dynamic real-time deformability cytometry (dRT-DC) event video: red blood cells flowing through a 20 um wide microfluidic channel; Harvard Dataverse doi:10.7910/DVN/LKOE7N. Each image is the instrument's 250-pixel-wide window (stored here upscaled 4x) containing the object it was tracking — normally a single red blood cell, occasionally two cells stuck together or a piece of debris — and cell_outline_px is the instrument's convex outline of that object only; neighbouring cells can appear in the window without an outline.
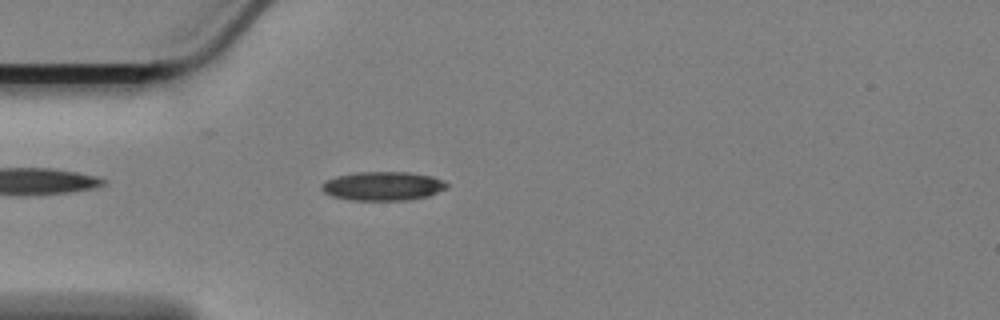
{"species": "Egyptian fruit bat (a non-hibernating species)", "species_latin": "Rousettus aegyptiacus", "temperature_condition": "cold", "stored_images_in_passage": 48, "camera_frame_rate_fps": 3000, "um_per_image_px": 0.085, "animal": {"sex": "female"}, "frame": {"image": 1, "passage_image": 6, "time_ms": 1.667, "image_size_px": [1000, 320], "cell_outline_px": [[448, 188], [428, 196], [404, 200], [352, 200], [332, 196], [324, 192], [320, 188], [320, 184], [336, 176], [356, 172], [408, 172], [432, 176], [444, 180], [448, 184]], "centroid_in_image_um": [32.55, 15.81], "position_along_channel_um": 52.4, "area_um2": 21.1}}
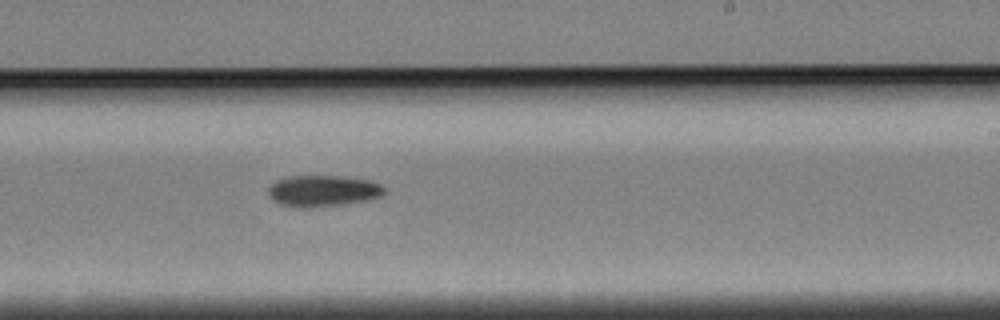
{"frame": {"image": 2, "passage_image": 25, "time_ms": 8.0, "image_size_px": [1000, 320], "cell_outline_px": [[384, 192], [380, 196], [364, 200], [340, 204], [280, 204], [272, 200], [268, 196], [268, 188], [276, 180], [288, 176], [344, 176], [368, 180], [380, 184], [384, 188]], "centroid_in_image_um": [27.44, 16.16], "position_along_channel_um": 261.6, "area_um2": 20.06}}
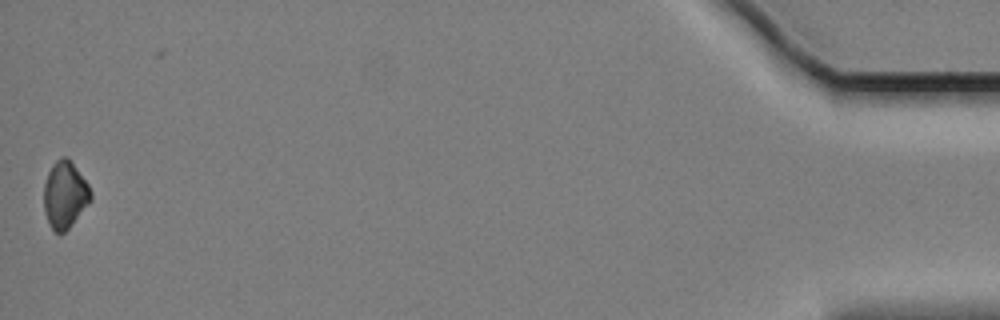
{"frame": {"image": 3, "passage_image": 48, "time_ms": 15.667, "image_size_px": [1000, 320], "cell_outline_px": [[92, 200], [68, 228], [60, 236], [48, 224], [44, 212], [44, 184], [48, 172], [52, 164], [60, 156], [68, 156], [88, 184], [92, 192]], "centroid_in_image_um": [5.51, 16.54], "position_along_channel_um": 429.7, "area_um2": 18.5}, "authors_computed_cell_mechanics": {"area_um2": 20.4034, "velocity_mm_per_s": 3.4071, "shape_relaxation_time_tau1_ms": 8.9456, "shape_relaxation_time_tau2_ms": null, "deformation_change_tau1": 0.1106, "deformation_change_tau2": null}}